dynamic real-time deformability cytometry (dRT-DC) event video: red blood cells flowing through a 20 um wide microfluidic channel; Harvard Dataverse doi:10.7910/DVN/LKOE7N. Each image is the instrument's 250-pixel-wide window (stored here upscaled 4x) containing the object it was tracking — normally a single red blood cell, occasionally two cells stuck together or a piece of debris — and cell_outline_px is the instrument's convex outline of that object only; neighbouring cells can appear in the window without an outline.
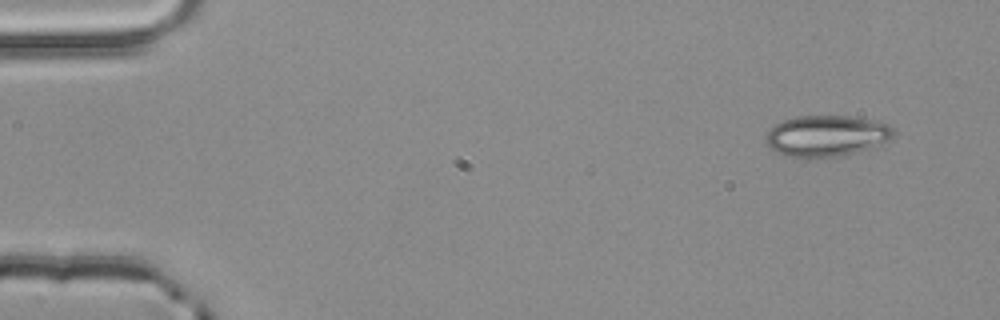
{"species": "common noctule bat (a hibernating species)", "species_latin": "Nyctalus noctula", "temperature_condition": "room temperature", "stored_images_in_passage": 3, "camera_frame_rate_fps": 3000, "um_per_image_px": 0.085, "animal": {"sex": "male", "body_mass_g": 20.4}, "frame": {"image": 1, "passage_image": 1, "time_ms": 0.0, "image_size_px": [1000, 320], "cell_outline_px": [[896, 132], [888, 140], [872, 148], [836, 156], [792, 156], [780, 152], [772, 148], [764, 140], [764, 136], [772, 124], [796, 116], [852, 116], [888, 124]], "centroid_in_image_um": [70.24, 11.51], "position_along_channel_um": 14.8, "area_um2": 30.11}}